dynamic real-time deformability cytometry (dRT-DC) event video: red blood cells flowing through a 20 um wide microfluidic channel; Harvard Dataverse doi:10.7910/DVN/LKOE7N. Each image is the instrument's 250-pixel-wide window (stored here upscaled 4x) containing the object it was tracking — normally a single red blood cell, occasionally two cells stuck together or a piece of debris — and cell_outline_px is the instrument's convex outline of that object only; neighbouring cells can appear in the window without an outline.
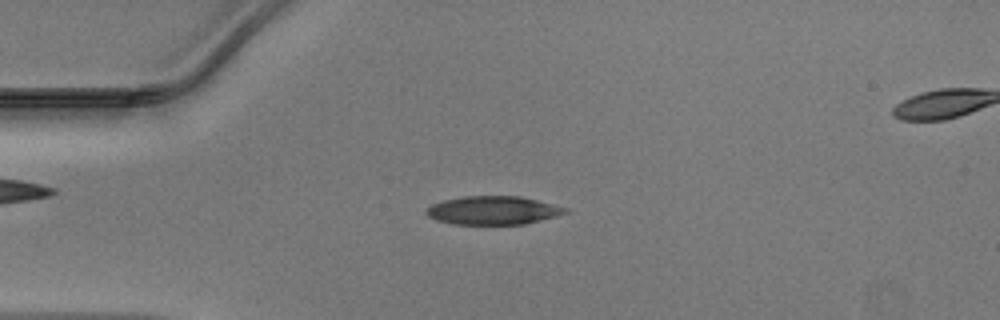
{"species": "Egyptian fruit bat (a non-hibernating species)", "species_latin": "Rousettus aegyptiacus", "temperature_condition": "warm", "stored_images_in_passage": 42, "camera_frame_rate_fps": 3000, "um_per_image_px": 0.085, "animal": {"sex": "male"}, "frame": {"image": 1, "passage_image": 6, "time_ms": 1.667, "image_size_px": [1000, 320], "cell_outline_px": [[568, 212], [556, 216], [524, 224], [452, 224], [436, 220], [428, 216], [424, 212], [424, 208], [432, 204], [444, 200], [460, 196], [520, 196], [568, 208]], "centroid_in_image_um": [41.85, 17.88], "position_along_channel_um": 43.1, "area_um2": 23.06}}
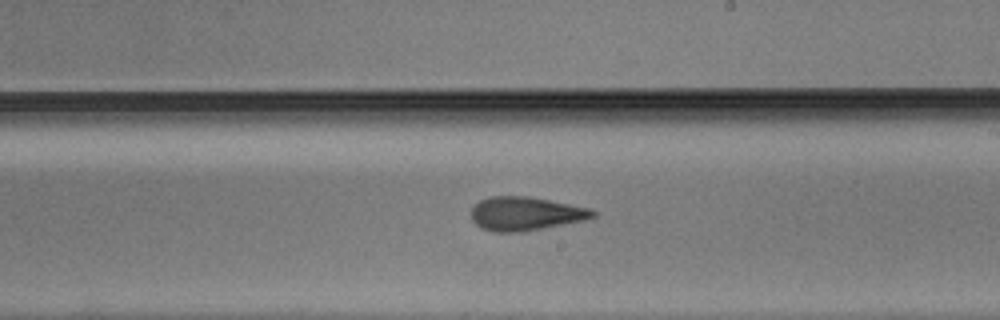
{"frame": {"image": 2, "passage_image": 22, "time_ms": 7.0, "image_size_px": [1000, 320], "cell_outline_px": [[600, 212], [596, 216], [584, 220], [524, 232], [492, 232], [476, 224], [472, 220], [472, 208], [480, 200], [492, 196], [528, 196], [588, 208]], "centroid_in_image_um": [44.68, 18.17], "position_along_channel_um": 244.3, "area_um2": 23.76}}
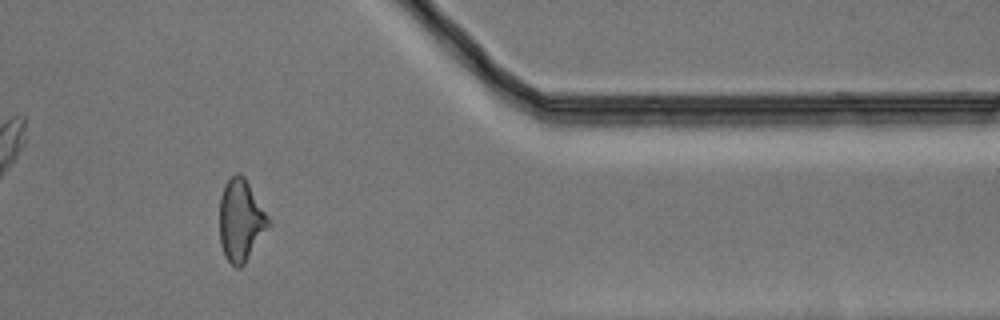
{"frame": {"image": 3, "passage_image": 34, "time_ms": 11.0, "image_size_px": [1000, 320], "cell_outline_px": [[272, 220], [244, 264], [240, 268], [236, 268], [224, 256], [220, 244], [220, 196], [224, 184], [236, 172], [240, 172], [244, 176]], "centroid_in_image_um": [20.46, 18.7], "position_along_channel_um": 390.9, "area_um2": 23.35}}